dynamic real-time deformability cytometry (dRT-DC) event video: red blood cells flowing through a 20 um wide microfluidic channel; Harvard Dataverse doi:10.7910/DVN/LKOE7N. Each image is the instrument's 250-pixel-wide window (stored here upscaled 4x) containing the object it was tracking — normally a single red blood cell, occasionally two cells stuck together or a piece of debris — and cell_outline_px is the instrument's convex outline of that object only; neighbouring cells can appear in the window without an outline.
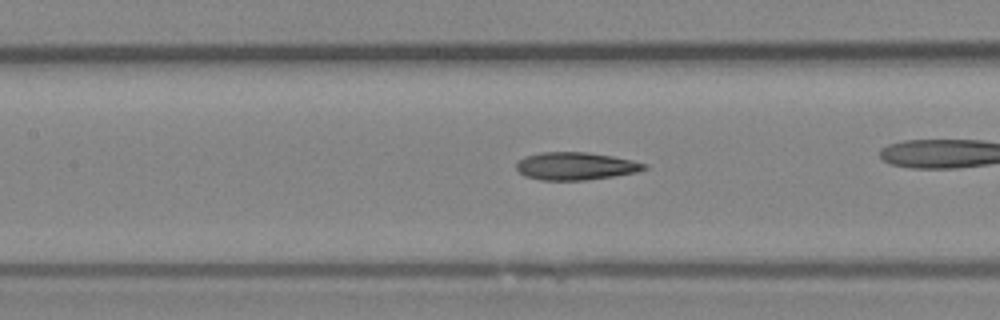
{"species": "Egyptian fruit bat (a non-hibernating species)", "species_latin": "Rousettus aegyptiacus", "temperature_condition": "room temperature", "stored_images_in_passage": 38, "camera_frame_rate_fps": 3000, "um_per_image_px": 0.085, "animal": {"sex": "female"}, "frame": {"image": 1, "passage_image": 22, "time_ms": 7.0, "image_size_px": [1000, 320], "cell_outline_px": [[648, 168], [636, 172], [588, 180], [540, 180], [524, 176], [516, 168], [516, 160], [524, 156], [540, 152], [588, 152], [612, 156], [632, 160], [648, 164]], "centroid_in_image_um": [48.89, 14.11], "position_along_channel_um": 158.5, "area_um2": 20.81}}